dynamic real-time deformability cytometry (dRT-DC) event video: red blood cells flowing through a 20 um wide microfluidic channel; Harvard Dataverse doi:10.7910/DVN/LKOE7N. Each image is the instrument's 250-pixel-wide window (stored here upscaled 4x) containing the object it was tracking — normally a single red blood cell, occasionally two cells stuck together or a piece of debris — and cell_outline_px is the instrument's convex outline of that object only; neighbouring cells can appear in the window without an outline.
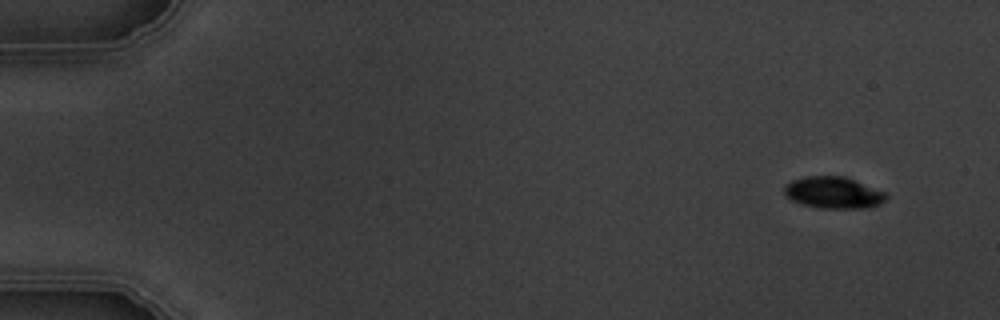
{"species": "common noctule bat (a hibernating species)", "species_latin": "Nyctalus noctula", "temperature_condition": "warm", "stored_images_in_passage": 6, "camera_frame_rate_fps": 3000, "um_per_image_px": 0.085, "animal": {"sex": "male", "body_mass_g": 19.5, "forearm_length_mm": 54.6}, "frame": {"image": 1, "passage_image": 1, "time_ms": 0.0, "image_size_px": [1000, 320], "cell_outline_px": [[888, 196], [880, 204], [868, 208], [820, 208], [804, 204], [792, 200], [784, 196], [784, 184], [792, 180], [804, 176], [844, 176], [888, 192]], "centroid_in_image_um": [70.85, 16.36], "position_along_channel_um": 14.1, "area_um2": 19.02}}
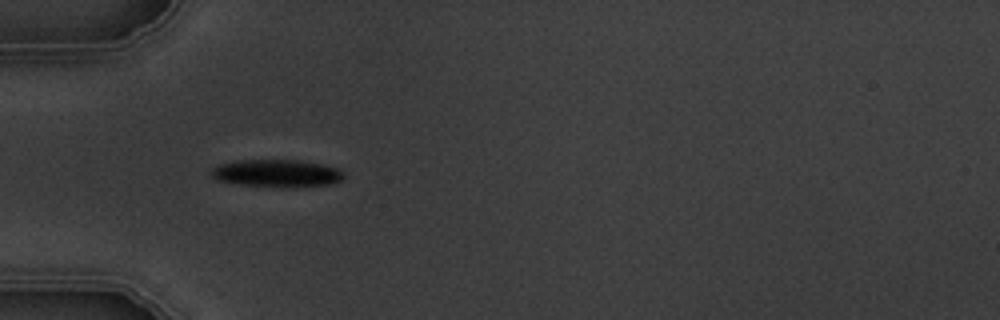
{"frame": {"image": 2, "passage_image": 5, "time_ms": 4.667, "image_size_px": [1000, 320], "cell_outline_px": [[344, 176], [340, 180], [332, 184], [284, 188], [240, 184], [216, 180], [208, 172], [212, 168], [220, 164], [236, 160], [300, 160], [324, 164], [340, 168], [344, 172]], "centroid_in_image_um": [23.54, 14.73], "position_along_channel_um": 61.5, "area_um2": 21.62}}
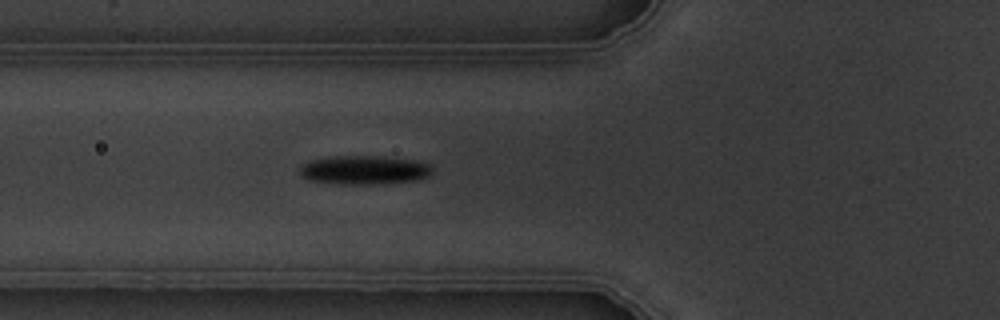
{"frame": {"image": 3, "passage_image": 6, "time_ms": 5.667, "image_size_px": [1000, 320], "cell_outline_px": [[432, 176], [420, 180], [384, 184], [340, 184], [308, 180], [300, 176], [300, 168], [308, 160], [332, 156], [380, 156], [416, 160], [428, 164], [432, 168]], "centroid_in_image_um": [30.99, 14.46], "position_along_channel_um": 94.8, "area_um2": 22.72}}